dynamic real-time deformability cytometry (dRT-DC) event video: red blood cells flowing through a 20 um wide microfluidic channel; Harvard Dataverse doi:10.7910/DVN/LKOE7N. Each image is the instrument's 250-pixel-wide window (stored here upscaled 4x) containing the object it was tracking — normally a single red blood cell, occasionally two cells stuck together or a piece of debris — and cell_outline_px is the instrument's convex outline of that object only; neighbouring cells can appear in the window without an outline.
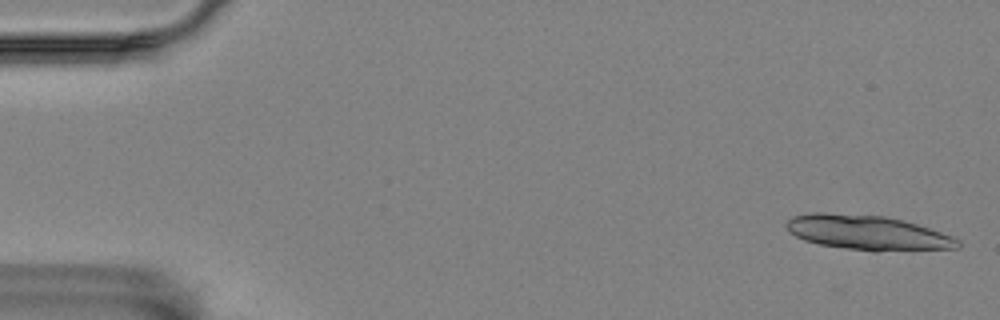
{"species": "Egyptian fruit bat (a non-hibernating species)", "species_latin": "Rousettus aegyptiacus", "temperature_condition": "room temperature", "stored_images_in_passage": 4, "camera_frame_rate_fps": 3000, "um_per_image_px": 0.085, "animal": {"sex": "female"}, "frame": {"image": 1, "passage_image": 1, "time_ms": 0.0, "image_size_px": [1000, 320], "cell_outline_px": [[960, 248], [876, 252], [872, 252], [820, 244], [804, 240], [788, 232], [784, 224], [792, 216], [808, 212], [824, 212], [884, 216], [904, 220], [952, 236], [960, 240]], "centroid_in_image_um": [73.72, 19.77], "position_along_channel_um": 11.3, "area_um2": 34.97}}